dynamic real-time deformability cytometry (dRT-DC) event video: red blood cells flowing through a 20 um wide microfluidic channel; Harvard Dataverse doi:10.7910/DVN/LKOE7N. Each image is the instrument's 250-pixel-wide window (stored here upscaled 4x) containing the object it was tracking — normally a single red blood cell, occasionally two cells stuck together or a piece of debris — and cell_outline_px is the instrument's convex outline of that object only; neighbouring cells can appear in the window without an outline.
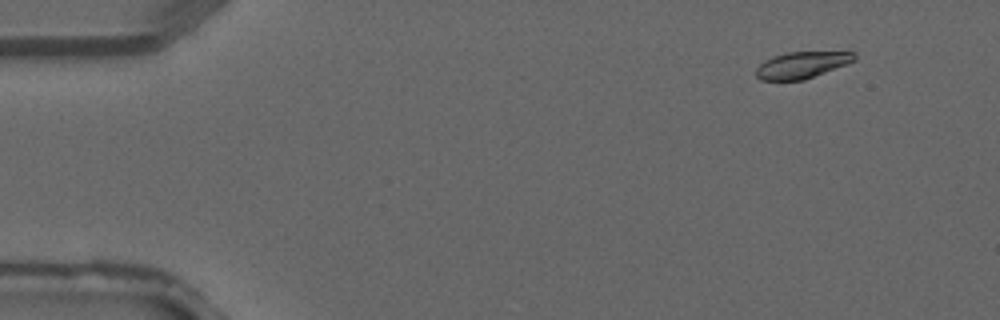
{"species": "common noctule bat (a hibernating species)", "species_latin": "Nyctalus noctula", "temperature_condition": "warm", "stored_images_in_passage": 3, "camera_frame_rate_fps": 3000, "um_per_image_px": 0.085, "animal": {"sex": "male", "forearm_length_mm": 52.5}, "frame": {"image": 1, "passage_image": 1, "time_ms": 0.0, "image_size_px": [1000, 320], "cell_outline_px": [[856, 60], [804, 80], [760, 80], [756, 76], [756, 68], [764, 60], [788, 52], [856, 52]], "centroid_in_image_um": [68.15, 5.53], "position_along_channel_um": 16.9, "area_um2": 15.03}}